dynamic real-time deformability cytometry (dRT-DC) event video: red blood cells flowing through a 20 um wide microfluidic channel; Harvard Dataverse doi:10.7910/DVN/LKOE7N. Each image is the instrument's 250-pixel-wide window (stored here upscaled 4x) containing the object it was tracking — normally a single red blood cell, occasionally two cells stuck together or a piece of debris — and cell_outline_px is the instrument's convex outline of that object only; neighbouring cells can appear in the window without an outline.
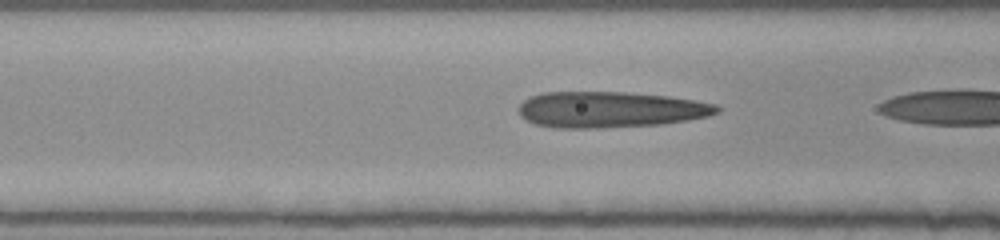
{"species": "human", "species_latin": "Homo sapiens", "temperature_condition": "room temperature", "stored_images_in_passage": 10, "camera_frame_rate_fps": 3000, "um_per_image_px": 0.085, "donor": {"sex": "female"}, "frame": {"image": 1, "passage_image": 6, "time_ms": 1.667, "image_size_px": [1000, 240], "cell_outline_px": [[720, 112], [708, 116], [688, 120], [660, 124], [604, 128], [556, 128], [536, 124], [520, 116], [516, 108], [528, 96], [540, 92], [628, 92], [668, 96], [716, 104], [720, 108]], "centroid_in_image_um": [51.82, 9.31], "position_along_channel_um": 114.8, "area_um2": 41.91}}